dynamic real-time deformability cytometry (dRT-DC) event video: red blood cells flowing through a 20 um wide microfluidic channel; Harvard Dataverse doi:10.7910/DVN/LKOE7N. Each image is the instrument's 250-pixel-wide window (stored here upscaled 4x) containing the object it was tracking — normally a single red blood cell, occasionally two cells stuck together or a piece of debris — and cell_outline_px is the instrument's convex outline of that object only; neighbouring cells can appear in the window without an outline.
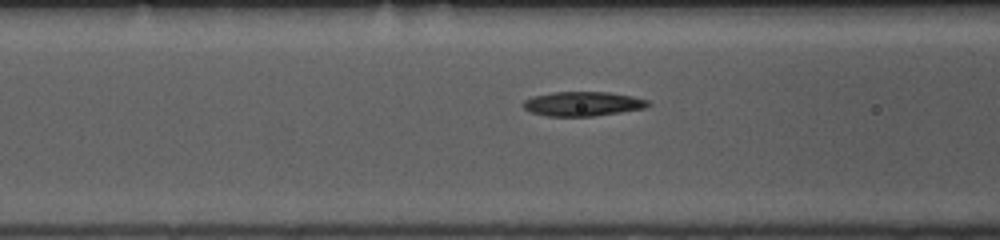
{"species": "common noctule bat (a hibernating species)", "species_latin": "Nyctalus noctula", "temperature_condition": "room temperature", "stored_images_in_passage": 36, "camera_frame_rate_fps": 3000, "um_per_image_px": 0.085, "animal": {"sex": "female", "body_mass_g": 10.0, "forearm_length_mm": 53.1}, "frame": {"image": 1, "passage_image": 15, "time_ms": 4.667, "image_size_px": [1000, 240], "cell_outline_px": [[652, 104], [644, 108], [620, 112], [592, 116], [548, 116], [532, 112], [524, 108], [520, 104], [524, 100], [532, 96], [552, 92], [608, 92], [632, 96], [648, 100]], "centroid_in_image_um": [49.51, 8.82], "position_along_channel_um": 117.1, "area_um2": 17.74}}
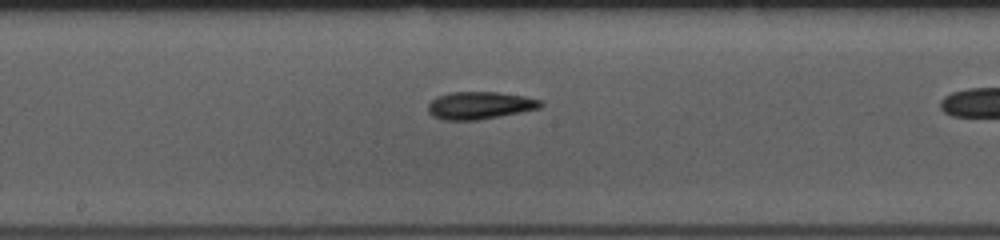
{"frame": {"image": 2, "passage_image": 22, "time_ms": 7.0, "image_size_px": [1000, 240], "cell_outline_px": [[544, 104], [540, 108], [520, 112], [476, 120], [444, 120], [432, 116], [428, 112], [428, 104], [436, 96], [452, 92], [496, 92], [524, 96], [540, 100]], "centroid_in_image_um": [40.75, 8.96], "position_along_channel_um": 207.5, "area_um2": 17.92}}
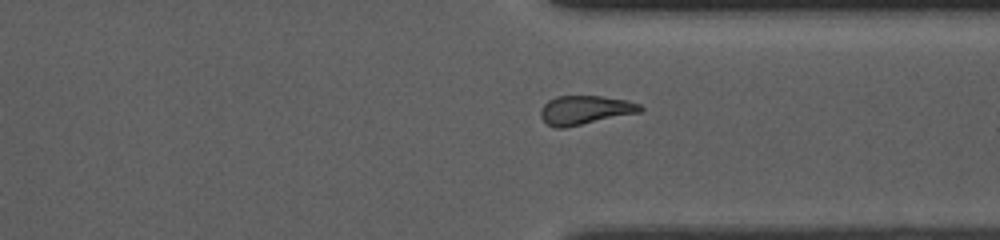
{"frame": {"image": 3, "passage_image": 34, "time_ms": 11.0, "image_size_px": [1000, 240], "cell_outline_px": [[644, 108], [640, 112], [564, 128], [556, 128], [548, 124], [540, 116], [540, 108], [548, 100], [556, 96], [604, 96], [628, 100], [640, 104]], "centroid_in_image_um": [49.73, 9.34], "position_along_channel_um": 361.7, "area_um2": 16.82}}